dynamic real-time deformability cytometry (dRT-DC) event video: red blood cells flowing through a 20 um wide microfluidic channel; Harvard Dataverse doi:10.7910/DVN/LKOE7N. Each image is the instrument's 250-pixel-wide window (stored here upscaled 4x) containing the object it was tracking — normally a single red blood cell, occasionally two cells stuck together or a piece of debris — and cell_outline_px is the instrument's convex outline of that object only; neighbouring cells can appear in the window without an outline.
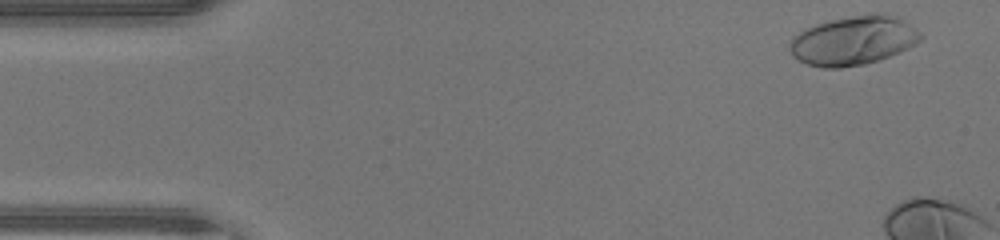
{"species": "human", "species_latin": "Homo sapiens", "temperature_condition": "warm", "stored_images_in_passage": 8, "camera_frame_rate_fps": 3000, "um_per_image_px": 0.085, "donor": {"sex": "male"}, "frame": {"image": 1, "passage_image": 1, "time_ms": 0.0, "image_size_px": [1000, 240], "cell_outline_px": [[924, 36], [916, 44], [900, 52], [864, 64], [840, 68], [824, 68], [804, 64], [792, 56], [788, 48], [788, 44], [792, 36], [804, 28], [816, 24], [832, 20], [872, 12], [884, 12], [896, 16], [904, 20], [920, 32]], "centroid_in_image_um": [72.51, 3.44], "position_along_channel_um": 12.5, "area_um2": 37.86}}